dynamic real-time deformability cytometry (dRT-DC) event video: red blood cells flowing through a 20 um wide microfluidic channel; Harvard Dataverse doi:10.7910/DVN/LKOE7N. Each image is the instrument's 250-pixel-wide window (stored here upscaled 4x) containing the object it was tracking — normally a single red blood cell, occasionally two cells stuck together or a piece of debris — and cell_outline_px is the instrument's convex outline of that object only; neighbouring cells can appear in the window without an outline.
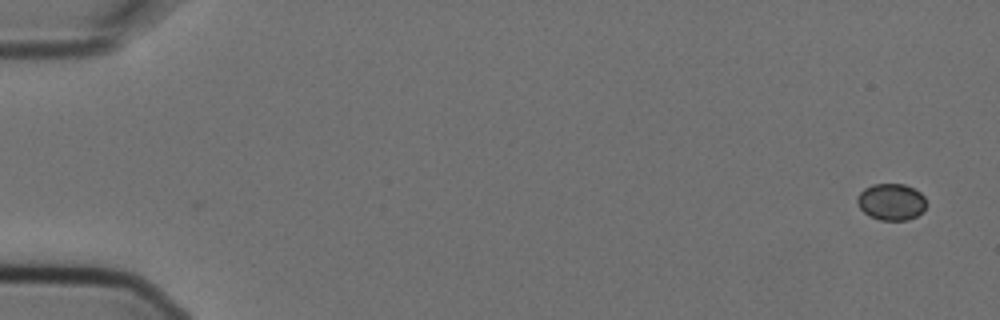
{"species": "Egyptian fruit bat (a non-hibernating species)", "species_latin": "Rousettus aegyptiacus", "temperature_condition": "cold", "stored_images_in_passage": 5, "camera_frame_rate_fps": 3000, "um_per_image_px": 0.085, "animal": {"sex": "female"}, "frame": {"image": 1, "passage_image": 1, "time_ms": 0.0, "image_size_px": [1000, 320], "cell_outline_px": [[928, 204], [916, 216], [908, 220], [880, 220], [868, 216], [860, 208], [856, 200], [860, 192], [864, 188], [872, 184], [904, 184], [920, 192], [924, 196]], "centroid_in_image_um": [75.75, 17.16], "position_along_channel_um": 9.2, "area_um2": 14.8}}
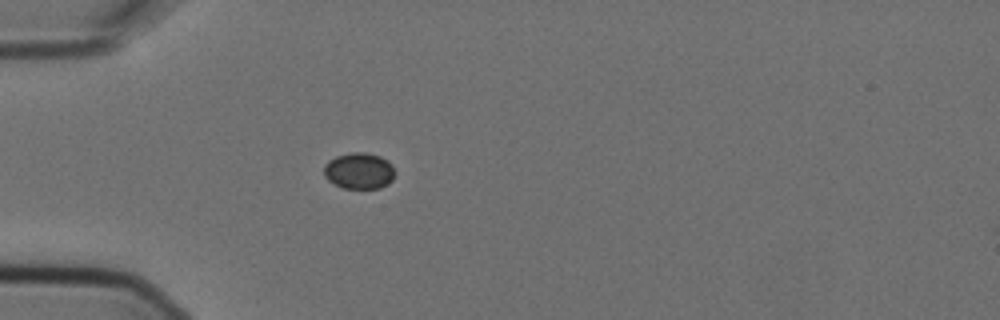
{"frame": {"image": 2, "passage_image": 4, "time_ms": 1.0, "image_size_px": [1000, 320], "cell_outline_px": [[392, 180], [388, 184], [380, 188], [344, 188], [328, 180], [324, 176], [324, 164], [328, 160], [336, 156], [352, 152], [364, 152], [380, 156], [388, 160], [392, 164]], "centroid_in_image_um": [30.5, 14.51], "position_along_channel_um": 54.5, "area_um2": 14.91}}